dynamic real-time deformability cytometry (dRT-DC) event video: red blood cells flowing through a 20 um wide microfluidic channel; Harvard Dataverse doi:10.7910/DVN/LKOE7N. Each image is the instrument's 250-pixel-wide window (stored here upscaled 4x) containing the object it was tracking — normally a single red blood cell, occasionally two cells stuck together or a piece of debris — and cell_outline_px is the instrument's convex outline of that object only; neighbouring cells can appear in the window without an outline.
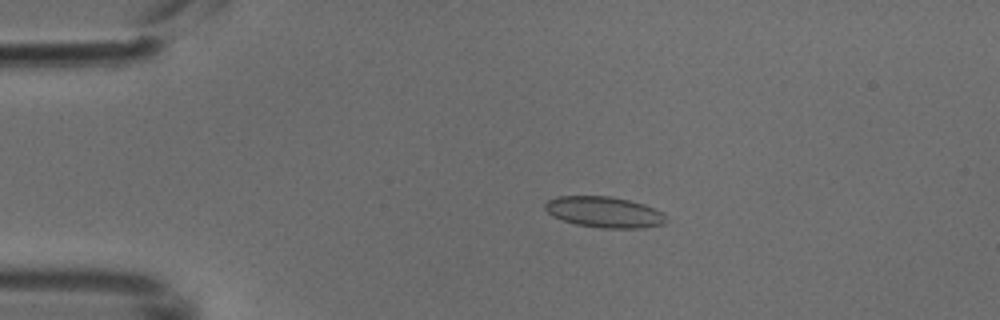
{"species": "common noctule bat (a hibernating species)", "species_latin": "Nyctalus noctula", "temperature_condition": "cold", "stored_images_in_passage": 4, "camera_frame_rate_fps": 3000, "um_per_image_px": 0.085, "animal": {"sex": "male", "body_mass_g": 18.8}, "frame": {"image": 1, "passage_image": 3, "time_ms": 0.667, "image_size_px": [1000, 320], "cell_outline_px": [[668, 220], [664, 224], [644, 228], [600, 228], [576, 224], [552, 216], [544, 208], [544, 204], [548, 200], [560, 196], [608, 196], [628, 200], [644, 204], [664, 212], [668, 216]], "centroid_in_image_um": [51.41, 18.03], "position_along_channel_um": 33.6, "area_um2": 21.96}}